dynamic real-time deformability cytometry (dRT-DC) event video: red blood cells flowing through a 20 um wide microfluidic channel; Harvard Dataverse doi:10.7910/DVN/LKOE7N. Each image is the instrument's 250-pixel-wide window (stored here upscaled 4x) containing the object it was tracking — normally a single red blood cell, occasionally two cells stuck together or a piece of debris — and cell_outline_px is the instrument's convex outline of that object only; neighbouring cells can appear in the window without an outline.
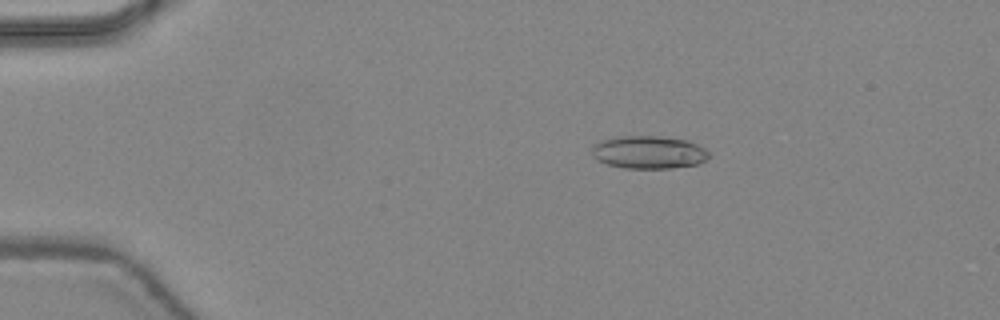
{"species": "common noctule bat (a hibernating species)", "species_latin": "Nyctalus noctula", "temperature_condition": "warm", "stored_images_in_passage": 48, "camera_frame_rate_fps": 3000, "um_per_image_px": 0.085, "animal": {"sex": "female", "body_mass_g": 24.6, "forearm_length_mm": 56.2}, "frame": {"image": 1, "passage_image": 10, "time_ms": 3.0, "image_size_px": [1000, 320], "cell_outline_px": [[712, 156], [696, 164], [672, 168], [624, 168], [608, 164], [596, 160], [592, 156], [592, 148], [596, 144], [604, 140], [616, 136], [660, 136], [688, 140], [704, 148]], "centroid_in_image_um": [55.15, 12.94], "position_along_channel_um": 29.9, "area_um2": 22.37}}
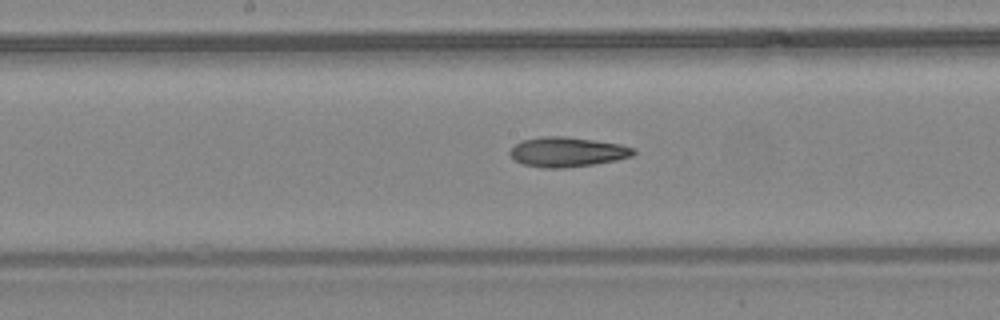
{"frame": {"image": 2, "passage_image": 26, "time_ms": 8.333, "image_size_px": [1000, 320], "cell_outline_px": [[636, 152], [632, 156], [616, 160], [592, 164], [564, 168], [544, 168], [524, 164], [516, 160], [508, 152], [520, 140], [544, 136], [564, 136], [620, 144], [636, 148]], "centroid_in_image_um": [48.22, 12.91], "position_along_channel_um": 200.0, "area_um2": 21.27}}
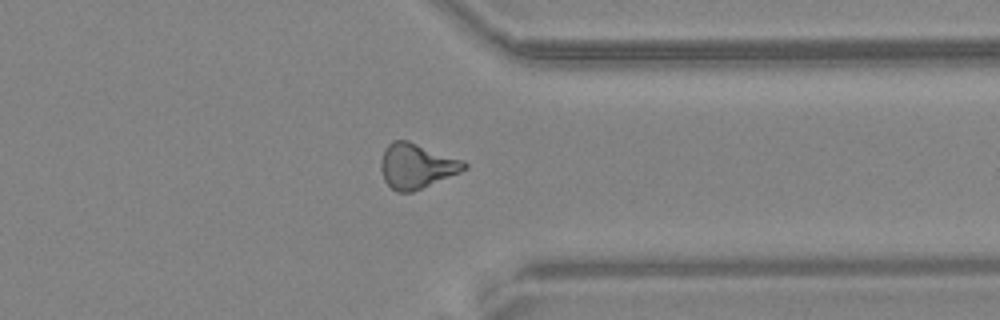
{"frame": {"image": 3, "passage_image": 38, "time_ms": 12.333, "image_size_px": [1000, 320], "cell_outline_px": [[468, 168], [460, 172], [412, 192], [396, 192], [384, 180], [380, 168], [380, 160], [384, 148], [392, 140], [408, 140], [464, 160], [468, 164]], "centroid_in_image_um": [35.39, 14.09], "position_along_channel_um": 376.0, "area_um2": 21.96}, "authors_computed_cell_mechanics": {"area_um2": 21.5016, "velocity_mm_per_s": 4.4791, "shape_relaxation_time_tau1_ms": null, "shape_relaxation_time_tau2_ms": 8.6914, "deformation_change_tau1": null, "deformation_change_tau2": 0.2377}}